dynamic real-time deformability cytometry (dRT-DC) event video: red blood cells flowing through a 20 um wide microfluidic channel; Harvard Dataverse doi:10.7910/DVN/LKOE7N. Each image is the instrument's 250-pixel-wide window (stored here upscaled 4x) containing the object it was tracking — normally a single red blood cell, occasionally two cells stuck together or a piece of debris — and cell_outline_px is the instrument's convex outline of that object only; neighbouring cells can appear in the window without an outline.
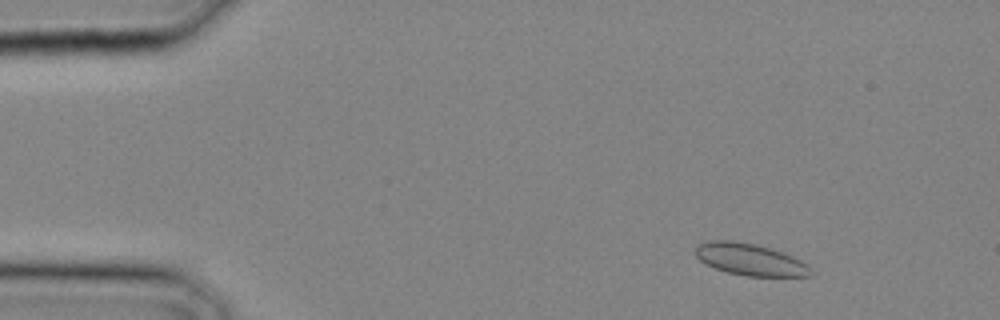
{"species": "common noctule bat (a hibernating species)", "species_latin": "Nyctalus noctula", "temperature_condition": "cold", "stored_images_in_passage": 13, "camera_frame_rate_fps": 3000, "um_per_image_px": 0.085, "animal": {"sex": "male", "body_mass_g": 20.4}, "frame": {"image": 1, "passage_image": 4, "time_ms": 1.0, "image_size_px": [1000, 320], "cell_outline_px": [[812, 276], [744, 276], [728, 272], [704, 264], [692, 252], [696, 244], [708, 240], [732, 240], [756, 244], [772, 248], [784, 252], [808, 264], [812, 272]], "centroid_in_image_um": [63.71, 22.04], "position_along_channel_um": 21.3, "area_um2": 21.79}}
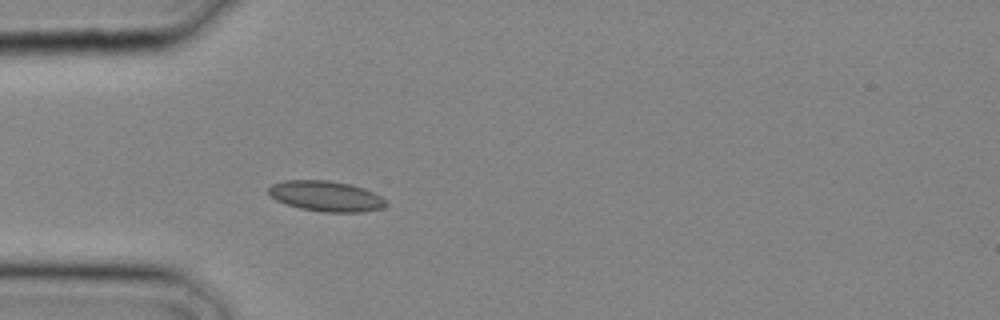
{"frame": {"image": 2, "passage_image": 9, "time_ms": 2.667, "image_size_px": [1000, 320], "cell_outline_px": [[388, 204], [384, 208], [364, 212], [320, 212], [300, 208], [276, 200], [268, 192], [268, 188], [272, 184], [284, 180], [328, 180], [348, 184], [364, 188], [388, 200]], "centroid_in_image_um": [27.74, 16.68], "position_along_channel_um": 57.3, "area_um2": 20.92}}
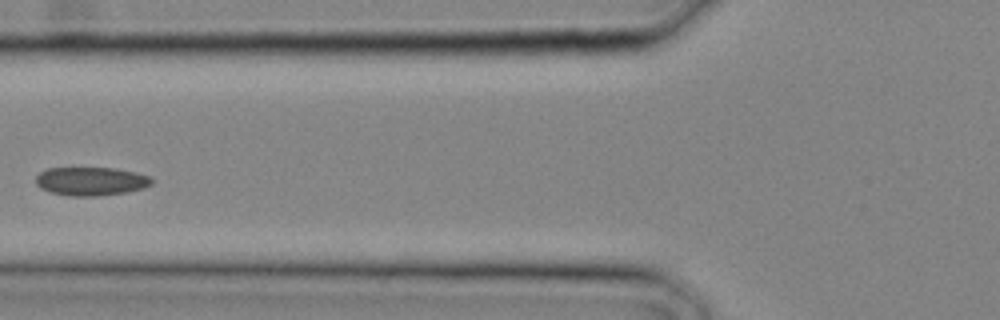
{"frame": {"image": 3, "passage_image": 12, "time_ms": 3.667, "image_size_px": [1000, 320], "cell_outline_px": [[152, 184], [140, 188], [124, 192], [92, 196], [68, 196], [52, 192], [40, 188], [36, 184], [36, 176], [40, 172], [48, 168], [116, 168], [148, 176], [152, 180]], "centroid_in_image_um": [7.67, 15.4], "position_along_channel_um": 118.1, "area_um2": 18.9}}